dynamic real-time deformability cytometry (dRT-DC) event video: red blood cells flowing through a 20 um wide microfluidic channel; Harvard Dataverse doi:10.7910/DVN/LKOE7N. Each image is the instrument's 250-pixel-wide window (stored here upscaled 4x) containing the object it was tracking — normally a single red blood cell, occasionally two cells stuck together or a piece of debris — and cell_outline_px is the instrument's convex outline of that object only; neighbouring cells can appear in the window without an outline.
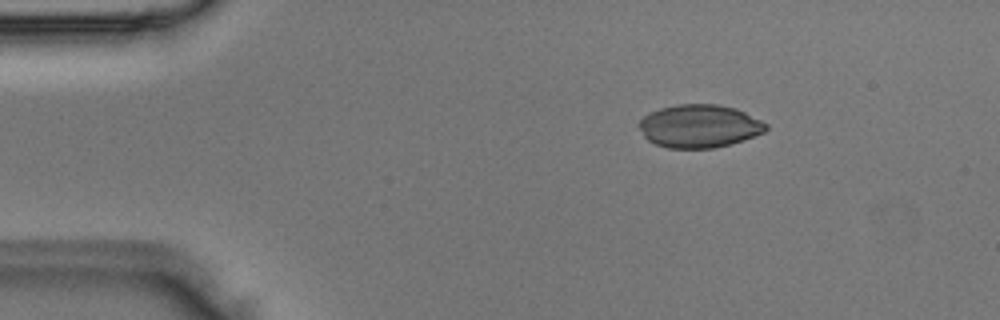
{"species": "Egyptian fruit bat (a non-hibernating species)", "species_latin": "Rousettus aegyptiacus", "temperature_condition": "room temperature", "stored_images_in_passage": 3, "camera_frame_rate_fps": 3000, "um_per_image_px": 0.085, "animal": {"sex": "male"}, "frame": {"image": 1, "passage_image": 1, "time_ms": 0.0, "image_size_px": [1000, 320], "cell_outline_px": [[768, 128], [764, 132], [744, 140], [712, 148], [668, 148], [656, 144], [648, 140], [644, 136], [636, 124], [648, 112], [660, 108], [676, 104], [720, 104], [736, 108], [768, 124]], "centroid_in_image_um": [59.41, 10.71], "position_along_channel_um": 25.6, "area_um2": 31.96}}